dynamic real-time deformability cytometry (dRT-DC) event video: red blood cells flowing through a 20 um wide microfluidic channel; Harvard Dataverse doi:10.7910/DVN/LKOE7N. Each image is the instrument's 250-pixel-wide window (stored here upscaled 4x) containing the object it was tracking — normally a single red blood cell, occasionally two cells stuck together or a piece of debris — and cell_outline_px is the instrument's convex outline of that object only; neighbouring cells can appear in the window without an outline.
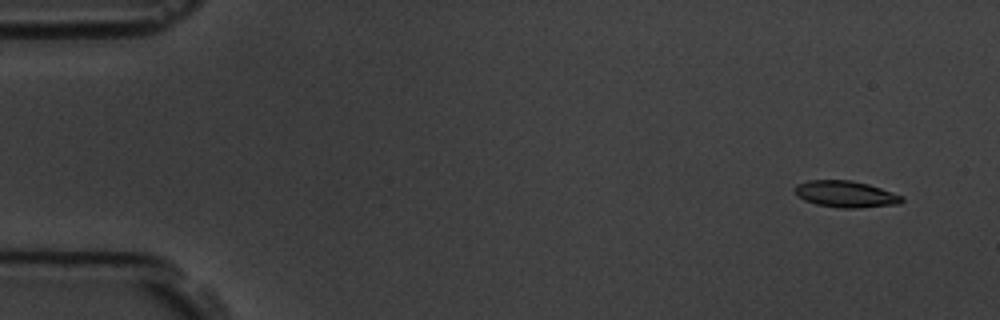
{"species": "common noctule bat (a hibernating species)", "species_latin": "Nyctalus noctula", "temperature_condition": "room temperature", "stored_images_in_passage": 4, "camera_frame_rate_fps": 3000, "um_per_image_px": 0.085, "animal": {"sex": "male", "body_mass_g": 19.5, "forearm_length_mm": 54.6}, "frame": {"image": 1, "passage_image": 1, "time_ms": 0.0, "image_size_px": [1000, 320], "cell_outline_px": [[904, 200], [900, 204], [856, 208], [840, 208], [816, 204], [804, 200], [796, 196], [792, 188], [796, 184], [808, 180], [848, 180], [868, 184], [904, 196]], "centroid_in_image_um": [71.85, 16.5], "position_along_channel_um": 13.2, "area_um2": 16.7}}
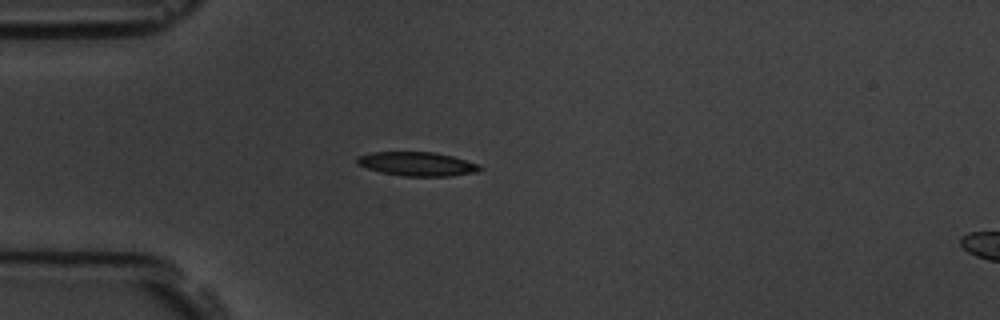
{"frame": {"image": 2, "passage_image": 4, "time_ms": 4.0, "image_size_px": [1000, 320], "cell_outline_px": [[484, 168], [476, 172], [452, 176], [404, 176], [380, 172], [368, 168], [360, 164], [356, 160], [360, 156], [372, 152], [432, 152], [452, 156], [480, 164]], "centroid_in_image_um": [35.53, 13.94], "position_along_channel_um": 49.5, "area_um2": 16.99}}